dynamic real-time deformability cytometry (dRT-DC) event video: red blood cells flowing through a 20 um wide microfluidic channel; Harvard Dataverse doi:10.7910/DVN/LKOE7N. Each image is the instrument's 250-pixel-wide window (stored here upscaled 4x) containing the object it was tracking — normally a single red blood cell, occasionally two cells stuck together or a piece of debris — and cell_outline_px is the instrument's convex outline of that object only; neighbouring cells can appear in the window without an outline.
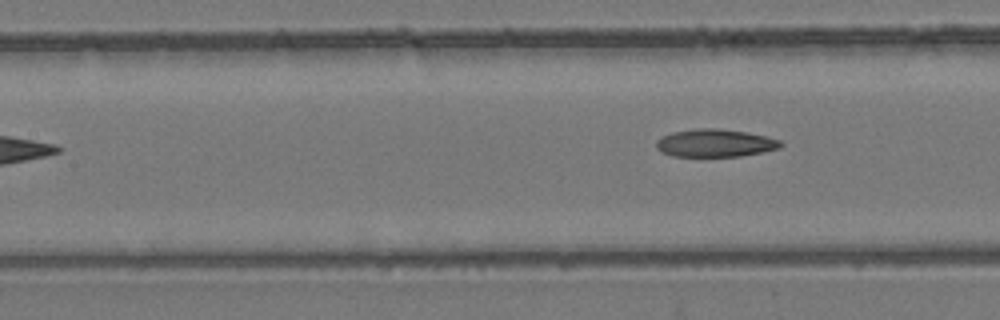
{"species": "common noctule bat (a hibernating species)", "species_latin": "Nyctalus noctula", "temperature_condition": "room temperature", "stored_images_in_passage": 5, "camera_frame_rate_fps": 3000, "um_per_image_px": 0.085, "animal": {"sex": "female", "body_mass_g": 24.6, "forearm_length_mm": 56.2}, "frame": {"image": 1, "passage_image": 5, "time_ms": 4.667, "image_size_px": [1000, 320], "cell_outline_px": [[784, 144], [780, 148], [740, 156], [672, 156], [660, 152], [656, 148], [656, 140], [660, 136], [672, 132], [696, 128], [716, 128], [748, 132], [768, 136], [780, 140]], "centroid_in_image_um": [60.76, 12.15], "position_along_channel_um": 146.6, "area_um2": 20.35}}